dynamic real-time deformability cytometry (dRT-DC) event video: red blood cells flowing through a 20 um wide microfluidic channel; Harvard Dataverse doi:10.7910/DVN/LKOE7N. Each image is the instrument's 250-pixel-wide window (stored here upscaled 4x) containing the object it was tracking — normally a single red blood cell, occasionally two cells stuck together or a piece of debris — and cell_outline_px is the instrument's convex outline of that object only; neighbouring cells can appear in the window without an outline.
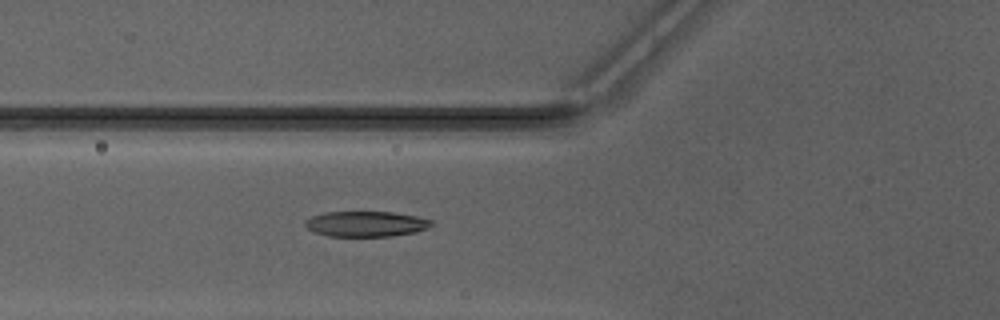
{"species": "Egyptian fruit bat (a non-hibernating species)", "species_latin": "Rousettus aegyptiacus", "temperature_condition": "warm", "stored_images_in_passage": 34, "camera_frame_rate_fps": 3000, "um_per_image_px": 0.085, "animal": {"sex": "male"}, "frame": {"image": 1, "passage_image": 4, "time_ms": 1.0, "image_size_px": [1000, 320], "cell_outline_px": [[432, 224], [428, 228], [416, 232], [392, 236], [328, 236], [312, 232], [304, 224], [304, 220], [312, 216], [324, 212], [392, 212], [416, 216], [432, 220]], "centroid_in_image_um": [31.08, 19.03], "position_along_channel_um": 94.7, "area_um2": 18.79}}
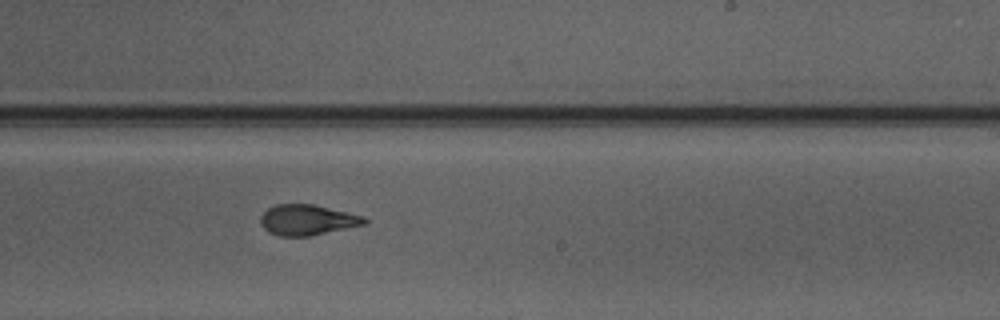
{"frame": {"image": 2, "passage_image": 16, "time_ms": 5.0, "image_size_px": [1000, 320], "cell_outline_px": [[368, 224], [308, 236], [280, 236], [268, 232], [260, 224], [260, 216], [268, 208], [276, 204], [312, 204], [364, 216], [368, 220]], "centroid_in_image_um": [26.12, 18.69], "position_along_channel_um": 262.9, "area_um2": 18.5}}
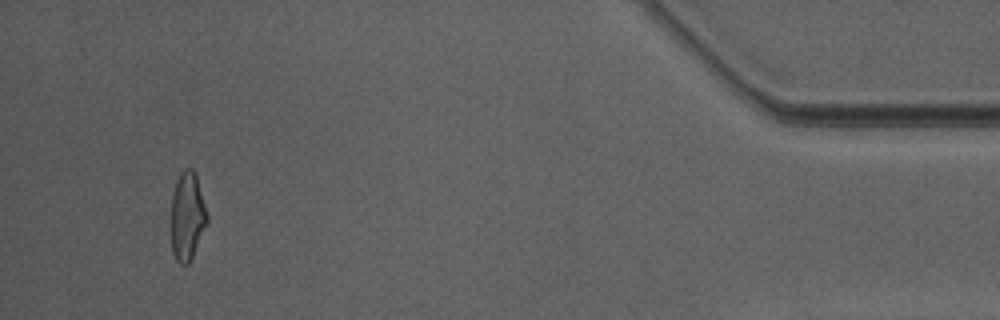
{"frame": {"image": 3, "passage_image": 32, "time_ms": 10.333, "image_size_px": [1000, 320], "cell_outline_px": [[208, 224], [188, 264], [180, 264], [176, 260], [172, 252], [172, 192], [176, 180], [180, 172], [184, 168], [192, 168], [196, 172], [208, 216]], "centroid_in_image_um": [15.93, 18.34], "position_along_channel_um": 419.3, "area_um2": 18.67}, "authors_computed_cell_mechanics": {"area_um2": 18.8428, "velocity_mm_per_s": 4.2013, "shape_relaxation_time_tau1_ms": 3.2618, "shape_relaxation_time_tau2_ms": 1.9542, "deformation_change_tau1": 0.1675, "deformation_change_tau2": 0.0801}}